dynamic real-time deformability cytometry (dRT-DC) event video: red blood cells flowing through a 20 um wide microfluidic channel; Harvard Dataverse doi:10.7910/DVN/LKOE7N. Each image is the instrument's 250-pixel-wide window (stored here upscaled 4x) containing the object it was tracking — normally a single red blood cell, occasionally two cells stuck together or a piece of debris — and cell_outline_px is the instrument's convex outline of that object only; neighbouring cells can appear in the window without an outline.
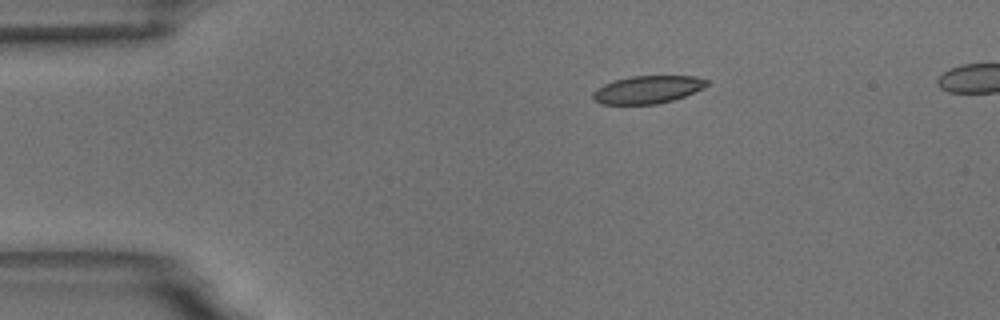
{"species": "common noctule bat (a hibernating species)", "species_latin": "Nyctalus noctula", "temperature_condition": "room temperature", "stored_images_in_passage": 48, "camera_frame_rate_fps": 3000, "um_per_image_px": 0.085, "animal": {"sex": "male", "body_mass_g": 18.8}, "frame": {"image": 1, "passage_image": 1, "time_ms": 0.0, "image_size_px": [1000, 320], "cell_outline_px": [[708, 84], [704, 88], [684, 96], [672, 100], [656, 104], [600, 104], [592, 96], [592, 92], [596, 88], [604, 84], [616, 80], [632, 76], [696, 76], [708, 80]], "centroid_in_image_um": [55.05, 7.61], "position_along_channel_um": 30.0, "area_um2": 18.32}}
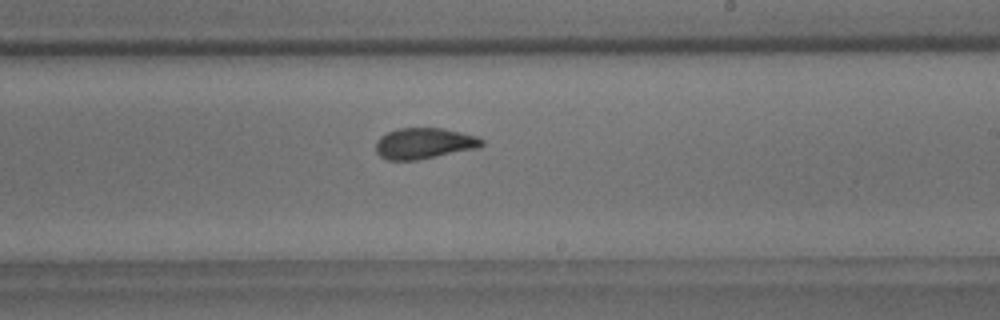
{"frame": {"image": 2, "passage_image": 25, "time_ms": 8.0, "image_size_px": [1000, 320], "cell_outline_px": [[484, 144], [480, 148], [416, 160], [388, 160], [380, 156], [376, 152], [376, 140], [380, 136], [388, 132], [400, 128], [444, 128], [476, 136], [484, 140]], "centroid_in_image_um": [36.06, 12.19], "position_along_channel_um": 252.9, "area_um2": 19.19}}
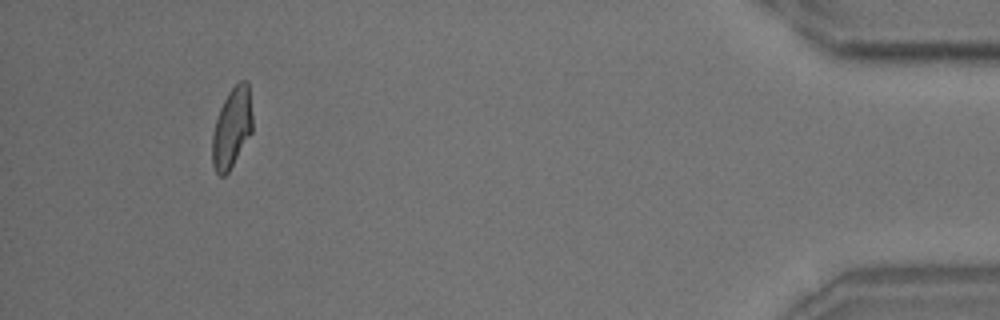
{"frame": {"image": 3, "passage_image": 45, "time_ms": 14.667, "image_size_px": [1000, 320], "cell_outline_px": [[252, 132], [228, 172], [224, 176], [220, 176], [216, 172], [212, 164], [212, 136], [216, 120], [220, 108], [228, 92], [240, 80], [248, 80], [252, 116]], "centroid_in_image_um": [19.71, 10.85], "position_along_channel_um": 415.5, "area_um2": 18.67}, "authors_computed_cell_mechanics": {"area_um2": 19.3052, "velocity_mm_per_s": 3.44, "shape_relaxation_time_tau1_ms": 7.2429, "shape_relaxation_time_tau2_ms": 1.5387, "deformation_change_tau1": 0.1645, "deformation_change_tau2": 0.0743}}